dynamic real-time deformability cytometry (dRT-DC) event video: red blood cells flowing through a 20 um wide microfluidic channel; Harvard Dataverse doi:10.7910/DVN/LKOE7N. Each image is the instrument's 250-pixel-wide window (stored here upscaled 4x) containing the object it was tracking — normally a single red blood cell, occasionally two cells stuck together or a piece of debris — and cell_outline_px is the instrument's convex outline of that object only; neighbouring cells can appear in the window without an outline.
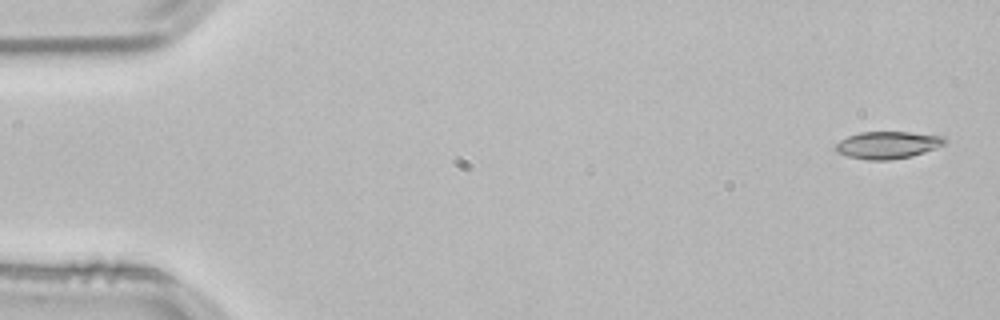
{"species": "common noctule bat (a hibernating species)", "species_latin": "Nyctalus noctula", "temperature_condition": "room temperature", "stored_images_in_passage": 53, "camera_frame_rate_fps": 3000, "um_per_image_px": 0.085, "animal": {"sex": "male", "body_mass_g": 21.5, "forearm_length_mm": 52.0}, "frame": {"image": 1, "passage_image": 2, "time_ms": 0.333, "image_size_px": [1000, 320], "cell_outline_px": [[948, 144], [912, 156], [888, 160], [868, 160], [848, 156], [836, 152], [836, 144], [840, 140], [848, 136], [860, 132], [908, 132], [944, 136], [948, 140]], "centroid_in_image_um": [75.5, 12.32], "position_along_channel_um": 9.5, "area_um2": 17.4}}
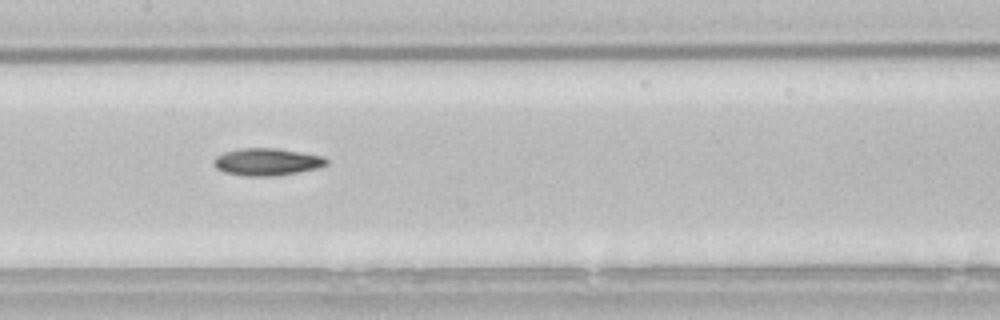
{"frame": {"image": 2, "passage_image": 26, "time_ms": 8.333, "image_size_px": [1000, 320], "cell_outline_px": [[328, 164], [316, 168], [296, 172], [268, 176], [244, 176], [224, 172], [216, 168], [212, 160], [216, 156], [224, 152], [240, 148], [276, 148], [324, 156], [328, 160]], "centroid_in_image_um": [22.65, 13.75], "position_along_channel_um": 184.7, "area_um2": 17.8}}
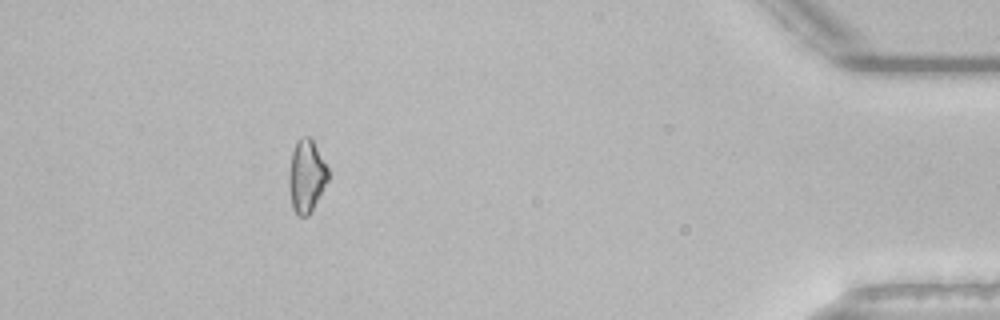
{"frame": {"image": 3, "passage_image": 48, "time_ms": 15.667, "image_size_px": [1000, 320], "cell_outline_px": [[328, 180], [308, 216], [300, 216], [292, 208], [288, 184], [288, 172], [292, 152], [296, 140], [300, 136], [308, 136], [312, 140], [328, 168]], "centroid_in_image_um": [26.02, 14.94], "position_along_channel_um": 409.2, "area_um2": 16.47}}